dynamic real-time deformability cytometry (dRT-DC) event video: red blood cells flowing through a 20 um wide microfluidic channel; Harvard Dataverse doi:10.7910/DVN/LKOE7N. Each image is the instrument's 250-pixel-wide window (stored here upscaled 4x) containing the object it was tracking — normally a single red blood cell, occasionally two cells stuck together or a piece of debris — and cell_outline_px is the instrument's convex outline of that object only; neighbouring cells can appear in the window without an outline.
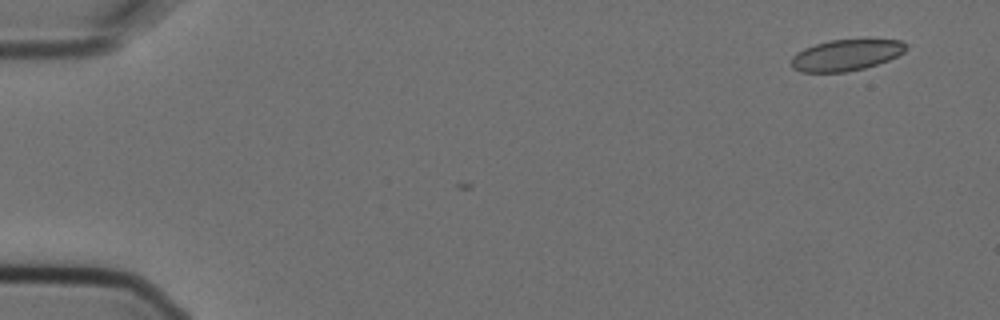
{"species": "Egyptian fruit bat (a non-hibernating species)", "species_latin": "Rousettus aegyptiacus", "temperature_condition": "cold", "stored_images_in_passage": 5, "camera_frame_rate_fps": 3000, "um_per_image_px": 0.085, "animal": {"sex": "female"}, "frame": {"image": 1, "passage_image": 1, "time_ms": 0.0, "image_size_px": [1000, 320], "cell_outline_px": [[908, 48], [904, 52], [888, 60], [864, 68], [844, 72], [800, 72], [792, 68], [792, 56], [796, 52], [804, 48], [816, 44], [832, 40], [900, 40], [908, 44]], "centroid_in_image_um": [71.91, 4.69], "position_along_channel_um": 13.1, "area_um2": 20.69}}
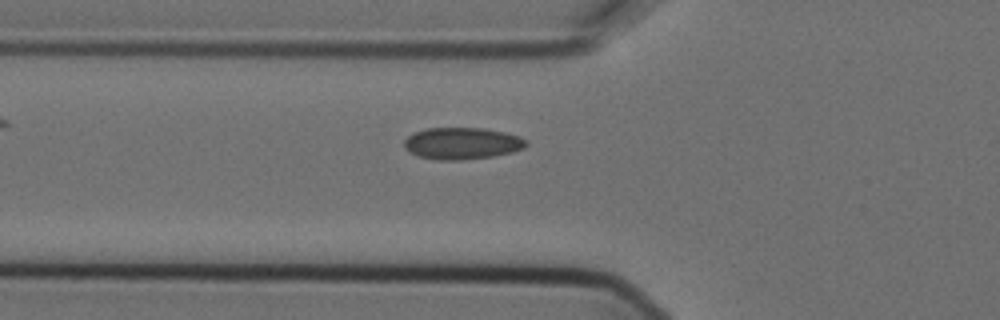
{"frame": {"image": 2, "passage_image": 5, "time_ms": 1.333, "image_size_px": [1000, 320], "cell_outline_px": [[528, 144], [524, 148], [512, 152], [492, 156], [460, 160], [440, 160], [420, 156], [408, 152], [404, 148], [404, 140], [412, 132], [428, 128], [484, 128], [504, 132], [520, 136], [528, 140]], "centroid_in_image_um": [39.27, 12.18], "position_along_channel_um": 86.5, "area_um2": 22.72}}